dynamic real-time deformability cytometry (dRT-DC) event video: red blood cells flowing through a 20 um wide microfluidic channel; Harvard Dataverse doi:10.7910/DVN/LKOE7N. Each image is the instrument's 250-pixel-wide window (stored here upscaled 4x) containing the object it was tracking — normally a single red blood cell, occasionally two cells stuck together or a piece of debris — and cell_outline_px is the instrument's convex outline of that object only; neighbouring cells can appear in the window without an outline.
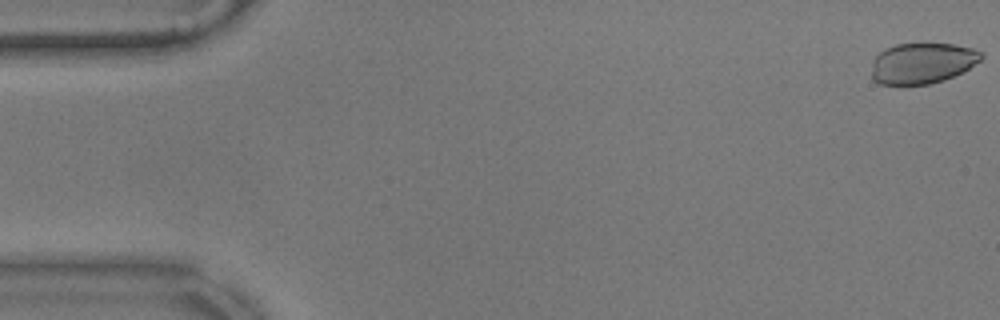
{"species": "common noctule bat (a hibernating species)", "species_latin": "Nyctalus noctula", "temperature_condition": "warm", "stored_images_in_passage": 12, "camera_frame_rate_fps": 3000, "um_per_image_px": 0.085, "animal": {"sex": "male", "body_mass_g": 17.9}, "frame": {"image": 1, "passage_image": 1, "time_ms": 0.0, "image_size_px": [1000, 320], "cell_outline_px": [[984, 56], [980, 60], [964, 72], [944, 80], [928, 84], [880, 84], [872, 80], [872, 60], [884, 48], [896, 44], [924, 40], [952, 44], [972, 48], [980, 52]], "centroid_in_image_um": [78.38, 5.32], "position_along_channel_um": 6.6, "area_um2": 26.88}}